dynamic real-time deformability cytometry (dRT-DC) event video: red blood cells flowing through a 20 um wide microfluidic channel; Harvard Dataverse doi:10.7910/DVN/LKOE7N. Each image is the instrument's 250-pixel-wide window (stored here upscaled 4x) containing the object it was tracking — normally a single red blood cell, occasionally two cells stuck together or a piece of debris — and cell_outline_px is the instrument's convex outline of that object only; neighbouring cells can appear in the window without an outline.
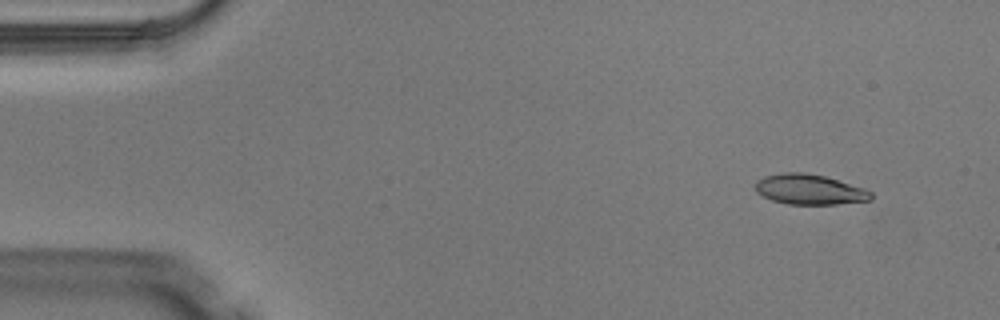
{"species": "Egyptian fruit bat (a non-hibernating species)", "species_latin": "Rousettus aegyptiacus", "temperature_condition": "warm", "stored_images_in_passage": 6, "camera_frame_rate_fps": 3000, "um_per_image_px": 0.085, "animal": {"sex": "male"}, "frame": {"image": 1, "passage_image": 1, "time_ms": 0.0, "image_size_px": [1000, 320], "cell_outline_px": [[872, 200], [836, 204], [788, 204], [772, 200], [756, 192], [756, 180], [764, 176], [780, 172], [804, 172], [824, 176], [864, 188], [872, 192]], "centroid_in_image_um": [68.8, 16.1], "position_along_channel_um": 16.2, "area_um2": 20.35}}
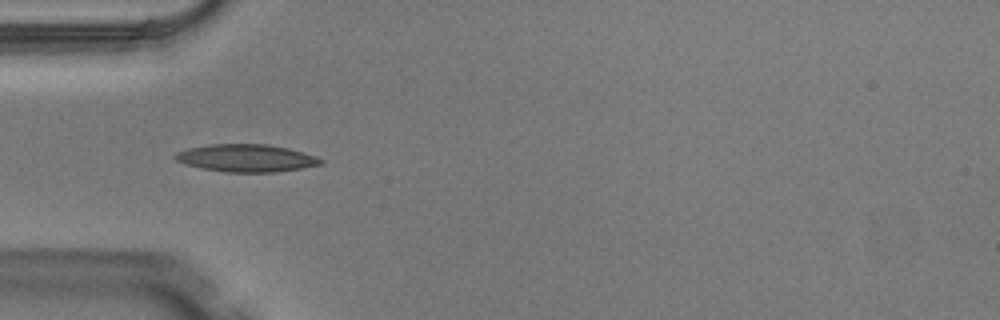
{"frame": {"image": 2, "passage_image": 4, "time_ms": 1.0, "image_size_px": [1000, 320], "cell_outline_px": [[324, 164], [300, 168], [272, 172], [228, 172], [200, 168], [184, 164], [176, 160], [172, 156], [176, 152], [188, 148], [208, 144], [268, 144], [288, 148], [316, 156], [324, 160]], "centroid_in_image_um": [20.9, 13.43], "position_along_channel_um": 64.1, "area_um2": 23.41}}
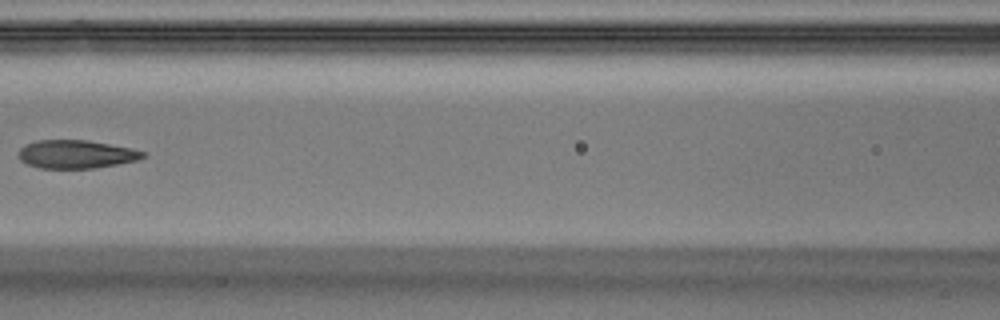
{"frame": {"image": 3, "passage_image": 6, "time_ms": 1.667, "image_size_px": [1000, 320], "cell_outline_px": [[144, 156], [136, 160], [116, 164], [92, 168], [40, 168], [28, 164], [20, 160], [20, 148], [24, 144], [36, 140], [88, 140], [132, 148], [144, 152]], "centroid_in_image_um": [6.44, 13.1], "position_along_channel_um": 160.2, "area_um2": 20.29}}